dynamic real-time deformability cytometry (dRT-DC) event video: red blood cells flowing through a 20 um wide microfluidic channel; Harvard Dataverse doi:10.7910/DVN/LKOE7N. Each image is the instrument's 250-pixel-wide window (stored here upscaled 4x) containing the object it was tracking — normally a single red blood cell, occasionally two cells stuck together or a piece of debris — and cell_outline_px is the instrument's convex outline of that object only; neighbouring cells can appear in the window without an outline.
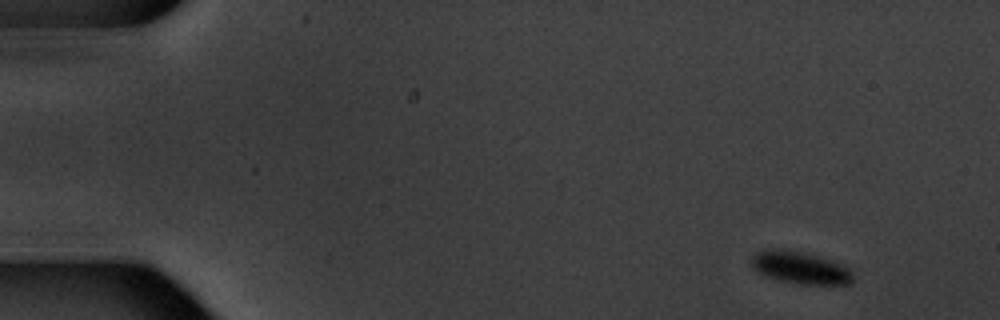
{"species": "common noctule bat (a hibernating species)", "species_latin": "Nyctalus noctula", "temperature_condition": "warm", "stored_images_in_passage": 4, "camera_frame_rate_fps": 3000, "um_per_image_px": 0.085, "animal": {"sex": "male", "body_mass_g": 20.1, "forearm_length_mm": 53.5}, "frame": {"image": 1, "passage_image": 1, "time_ms": 0.0, "image_size_px": [1000, 320], "cell_outline_px": [[852, 280], [848, 284], [796, 284], [764, 276], [756, 272], [752, 268], [748, 260], [756, 252], [768, 248], [780, 248], [820, 256], [848, 268], [852, 272]], "centroid_in_image_um": [67.91, 22.74], "position_along_channel_um": 17.1, "area_um2": 19.25}}
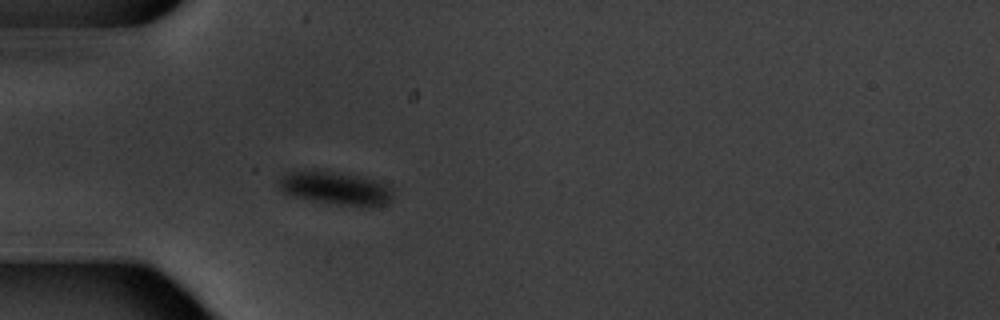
{"frame": {"image": 2, "passage_image": 4, "time_ms": 4.333, "image_size_px": [1000, 320], "cell_outline_px": [[392, 200], [384, 204], [340, 204], [296, 196], [284, 192], [276, 184], [288, 172], [312, 168], [364, 176], [392, 184]], "centroid_in_image_um": [28.55, 15.91], "position_along_channel_um": 56.4, "area_um2": 21.85}}